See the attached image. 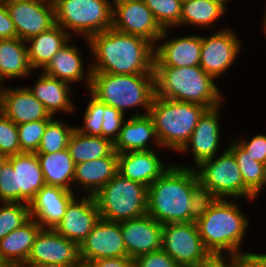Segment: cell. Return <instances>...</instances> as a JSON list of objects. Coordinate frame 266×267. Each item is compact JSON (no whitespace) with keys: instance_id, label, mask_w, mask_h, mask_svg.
Returning a JSON list of instances; mask_svg holds the SVG:
<instances>
[{"instance_id":"4fadbf2b","label":"cell","mask_w":266,"mask_h":267,"mask_svg":"<svg viewBox=\"0 0 266 267\" xmlns=\"http://www.w3.org/2000/svg\"><path fill=\"white\" fill-rule=\"evenodd\" d=\"M46 263L80 265L79 246L54 229H41L23 267H34Z\"/></svg>"},{"instance_id":"83f0119b","label":"cell","mask_w":266,"mask_h":267,"mask_svg":"<svg viewBox=\"0 0 266 267\" xmlns=\"http://www.w3.org/2000/svg\"><path fill=\"white\" fill-rule=\"evenodd\" d=\"M16 171L18 203L29 204L46 184L36 153L23 152L8 156Z\"/></svg>"},{"instance_id":"7bdbcfd3","label":"cell","mask_w":266,"mask_h":267,"mask_svg":"<svg viewBox=\"0 0 266 267\" xmlns=\"http://www.w3.org/2000/svg\"><path fill=\"white\" fill-rule=\"evenodd\" d=\"M235 138L234 141L244 149L249 156L256 161L265 164L266 163V135L257 134L254 135L250 140L242 138Z\"/></svg>"},{"instance_id":"484cf974","label":"cell","mask_w":266,"mask_h":267,"mask_svg":"<svg viewBox=\"0 0 266 267\" xmlns=\"http://www.w3.org/2000/svg\"><path fill=\"white\" fill-rule=\"evenodd\" d=\"M33 86H26L33 96L41 102L51 116L74 113L76 105L71 100L72 87L69 83L40 72ZM72 101V102H71Z\"/></svg>"},{"instance_id":"8992f818","label":"cell","mask_w":266,"mask_h":267,"mask_svg":"<svg viewBox=\"0 0 266 267\" xmlns=\"http://www.w3.org/2000/svg\"><path fill=\"white\" fill-rule=\"evenodd\" d=\"M208 108L154 96L149 116L163 148L179 152L188 142L197 122Z\"/></svg>"},{"instance_id":"7c38bea8","label":"cell","mask_w":266,"mask_h":267,"mask_svg":"<svg viewBox=\"0 0 266 267\" xmlns=\"http://www.w3.org/2000/svg\"><path fill=\"white\" fill-rule=\"evenodd\" d=\"M112 28L146 38L154 45L163 32L143 0H113Z\"/></svg>"},{"instance_id":"8d00e7d4","label":"cell","mask_w":266,"mask_h":267,"mask_svg":"<svg viewBox=\"0 0 266 267\" xmlns=\"http://www.w3.org/2000/svg\"><path fill=\"white\" fill-rule=\"evenodd\" d=\"M29 204L1 203L0 204V240L16 228L21 227L29 219Z\"/></svg>"},{"instance_id":"3957f363","label":"cell","mask_w":266,"mask_h":267,"mask_svg":"<svg viewBox=\"0 0 266 267\" xmlns=\"http://www.w3.org/2000/svg\"><path fill=\"white\" fill-rule=\"evenodd\" d=\"M238 205L236 199H203L195 222L210 254L244 253L241 245L250 224Z\"/></svg>"},{"instance_id":"277c9868","label":"cell","mask_w":266,"mask_h":267,"mask_svg":"<svg viewBox=\"0 0 266 267\" xmlns=\"http://www.w3.org/2000/svg\"><path fill=\"white\" fill-rule=\"evenodd\" d=\"M155 96L214 108L224 100L214 77L200 66L154 67Z\"/></svg>"},{"instance_id":"f1b7e54d","label":"cell","mask_w":266,"mask_h":267,"mask_svg":"<svg viewBox=\"0 0 266 267\" xmlns=\"http://www.w3.org/2000/svg\"><path fill=\"white\" fill-rule=\"evenodd\" d=\"M72 37L59 25L55 24L49 30L41 32L26 40L28 60L33 70H42L52 57Z\"/></svg>"},{"instance_id":"11a10c76","label":"cell","mask_w":266,"mask_h":267,"mask_svg":"<svg viewBox=\"0 0 266 267\" xmlns=\"http://www.w3.org/2000/svg\"><path fill=\"white\" fill-rule=\"evenodd\" d=\"M217 1H219V2H221L225 7H227L228 8V6H227V2L229 1V2H231V0H217Z\"/></svg>"},{"instance_id":"ee69618b","label":"cell","mask_w":266,"mask_h":267,"mask_svg":"<svg viewBox=\"0 0 266 267\" xmlns=\"http://www.w3.org/2000/svg\"><path fill=\"white\" fill-rule=\"evenodd\" d=\"M135 267H180L163 249L140 255Z\"/></svg>"},{"instance_id":"cb8c5ba5","label":"cell","mask_w":266,"mask_h":267,"mask_svg":"<svg viewBox=\"0 0 266 267\" xmlns=\"http://www.w3.org/2000/svg\"><path fill=\"white\" fill-rule=\"evenodd\" d=\"M118 173V153L113 150L108 156L75 164L73 185L75 191L95 195ZM81 186V188H80Z\"/></svg>"},{"instance_id":"9f6ffc18","label":"cell","mask_w":266,"mask_h":267,"mask_svg":"<svg viewBox=\"0 0 266 267\" xmlns=\"http://www.w3.org/2000/svg\"><path fill=\"white\" fill-rule=\"evenodd\" d=\"M0 267H7V266L2 262L1 259H0Z\"/></svg>"},{"instance_id":"4dcf8cb0","label":"cell","mask_w":266,"mask_h":267,"mask_svg":"<svg viewBox=\"0 0 266 267\" xmlns=\"http://www.w3.org/2000/svg\"><path fill=\"white\" fill-rule=\"evenodd\" d=\"M36 155L47 185L75 192L71 186L73 185L75 163L68 148L51 154L36 153Z\"/></svg>"},{"instance_id":"e575fe53","label":"cell","mask_w":266,"mask_h":267,"mask_svg":"<svg viewBox=\"0 0 266 267\" xmlns=\"http://www.w3.org/2000/svg\"><path fill=\"white\" fill-rule=\"evenodd\" d=\"M75 127L55 117L47 124L36 153H54L68 148V142Z\"/></svg>"},{"instance_id":"6da1fadb","label":"cell","mask_w":266,"mask_h":267,"mask_svg":"<svg viewBox=\"0 0 266 267\" xmlns=\"http://www.w3.org/2000/svg\"><path fill=\"white\" fill-rule=\"evenodd\" d=\"M204 199L196 170L172 164L149 187L147 214L162 225L193 222Z\"/></svg>"},{"instance_id":"f546056e","label":"cell","mask_w":266,"mask_h":267,"mask_svg":"<svg viewBox=\"0 0 266 267\" xmlns=\"http://www.w3.org/2000/svg\"><path fill=\"white\" fill-rule=\"evenodd\" d=\"M34 70L28 60L26 42L18 37L0 39V79L26 78Z\"/></svg>"},{"instance_id":"9a60e30c","label":"cell","mask_w":266,"mask_h":267,"mask_svg":"<svg viewBox=\"0 0 266 267\" xmlns=\"http://www.w3.org/2000/svg\"><path fill=\"white\" fill-rule=\"evenodd\" d=\"M168 30L171 29L163 30L162 35L154 45V67L200 66L201 35L191 34L169 38ZM160 40H164V42Z\"/></svg>"},{"instance_id":"5b68a950","label":"cell","mask_w":266,"mask_h":267,"mask_svg":"<svg viewBox=\"0 0 266 267\" xmlns=\"http://www.w3.org/2000/svg\"><path fill=\"white\" fill-rule=\"evenodd\" d=\"M89 93L99 101L126 114L133 110L132 116L148 115L155 96L154 74H108L92 73ZM134 107V108H133ZM143 110V113H140Z\"/></svg>"},{"instance_id":"30bf717a","label":"cell","mask_w":266,"mask_h":267,"mask_svg":"<svg viewBox=\"0 0 266 267\" xmlns=\"http://www.w3.org/2000/svg\"><path fill=\"white\" fill-rule=\"evenodd\" d=\"M162 249L180 267H196L211 255L204 247L195 221L164 224Z\"/></svg>"},{"instance_id":"ac0fdd59","label":"cell","mask_w":266,"mask_h":267,"mask_svg":"<svg viewBox=\"0 0 266 267\" xmlns=\"http://www.w3.org/2000/svg\"><path fill=\"white\" fill-rule=\"evenodd\" d=\"M222 106L219 105L214 108L207 109L200 117L197 125L192 132L188 142L179 151L193 155L194 169L199 166L203 161L215 157L218 153L220 146V123L219 113Z\"/></svg>"},{"instance_id":"7a4b0ae2","label":"cell","mask_w":266,"mask_h":267,"mask_svg":"<svg viewBox=\"0 0 266 267\" xmlns=\"http://www.w3.org/2000/svg\"><path fill=\"white\" fill-rule=\"evenodd\" d=\"M91 49L92 73L154 74V44L113 28L83 39Z\"/></svg>"},{"instance_id":"bcb514c9","label":"cell","mask_w":266,"mask_h":267,"mask_svg":"<svg viewBox=\"0 0 266 267\" xmlns=\"http://www.w3.org/2000/svg\"><path fill=\"white\" fill-rule=\"evenodd\" d=\"M85 265L87 267H135V262L129 256H122L92 260L86 262Z\"/></svg>"},{"instance_id":"ba28073f","label":"cell","mask_w":266,"mask_h":267,"mask_svg":"<svg viewBox=\"0 0 266 267\" xmlns=\"http://www.w3.org/2000/svg\"><path fill=\"white\" fill-rule=\"evenodd\" d=\"M148 187L117 173L94 196L101 219L122 222L147 214Z\"/></svg>"},{"instance_id":"9c48e42d","label":"cell","mask_w":266,"mask_h":267,"mask_svg":"<svg viewBox=\"0 0 266 267\" xmlns=\"http://www.w3.org/2000/svg\"><path fill=\"white\" fill-rule=\"evenodd\" d=\"M216 156L195 168L204 198L253 201V193L244 185L234 154L226 148Z\"/></svg>"},{"instance_id":"ab89813d","label":"cell","mask_w":266,"mask_h":267,"mask_svg":"<svg viewBox=\"0 0 266 267\" xmlns=\"http://www.w3.org/2000/svg\"><path fill=\"white\" fill-rule=\"evenodd\" d=\"M0 153L7 156L23 153L20 149L17 125L0 111Z\"/></svg>"},{"instance_id":"52a82bcc","label":"cell","mask_w":266,"mask_h":267,"mask_svg":"<svg viewBox=\"0 0 266 267\" xmlns=\"http://www.w3.org/2000/svg\"><path fill=\"white\" fill-rule=\"evenodd\" d=\"M52 1L55 24L61 26L71 37L77 34L82 39H89L92 35L112 28L113 0Z\"/></svg>"},{"instance_id":"7402d4cb","label":"cell","mask_w":266,"mask_h":267,"mask_svg":"<svg viewBox=\"0 0 266 267\" xmlns=\"http://www.w3.org/2000/svg\"><path fill=\"white\" fill-rule=\"evenodd\" d=\"M158 151H129L118 154V173L132 181L149 187L172 165H163Z\"/></svg>"},{"instance_id":"603a6c76","label":"cell","mask_w":266,"mask_h":267,"mask_svg":"<svg viewBox=\"0 0 266 267\" xmlns=\"http://www.w3.org/2000/svg\"><path fill=\"white\" fill-rule=\"evenodd\" d=\"M71 41L70 39L52 57L50 62L42 69V72L70 85L85 80V87L89 90L92 78L91 66L85 69L81 51Z\"/></svg>"},{"instance_id":"d6986e66","label":"cell","mask_w":266,"mask_h":267,"mask_svg":"<svg viewBox=\"0 0 266 267\" xmlns=\"http://www.w3.org/2000/svg\"><path fill=\"white\" fill-rule=\"evenodd\" d=\"M127 256L136 257L162 249V224L150 215L120 222Z\"/></svg>"},{"instance_id":"8fae6325","label":"cell","mask_w":266,"mask_h":267,"mask_svg":"<svg viewBox=\"0 0 266 267\" xmlns=\"http://www.w3.org/2000/svg\"><path fill=\"white\" fill-rule=\"evenodd\" d=\"M239 39L231 28L225 27L210 36L201 35L200 67L217 80L238 58L243 45Z\"/></svg>"},{"instance_id":"74e56055","label":"cell","mask_w":266,"mask_h":267,"mask_svg":"<svg viewBox=\"0 0 266 267\" xmlns=\"http://www.w3.org/2000/svg\"><path fill=\"white\" fill-rule=\"evenodd\" d=\"M83 117V126H76L78 132L91 136L102 137V123L105 113V103L99 101L91 93Z\"/></svg>"},{"instance_id":"680465c9","label":"cell","mask_w":266,"mask_h":267,"mask_svg":"<svg viewBox=\"0 0 266 267\" xmlns=\"http://www.w3.org/2000/svg\"><path fill=\"white\" fill-rule=\"evenodd\" d=\"M77 267H87L85 264H80L79 266Z\"/></svg>"},{"instance_id":"d590c367","label":"cell","mask_w":266,"mask_h":267,"mask_svg":"<svg viewBox=\"0 0 266 267\" xmlns=\"http://www.w3.org/2000/svg\"><path fill=\"white\" fill-rule=\"evenodd\" d=\"M160 27L164 29H172L173 27H181V8L182 3L179 0H143Z\"/></svg>"},{"instance_id":"94428289","label":"cell","mask_w":266,"mask_h":267,"mask_svg":"<svg viewBox=\"0 0 266 267\" xmlns=\"http://www.w3.org/2000/svg\"><path fill=\"white\" fill-rule=\"evenodd\" d=\"M2 83H6V82H3V81L0 79V85H3Z\"/></svg>"},{"instance_id":"d4e9b609","label":"cell","mask_w":266,"mask_h":267,"mask_svg":"<svg viewBox=\"0 0 266 267\" xmlns=\"http://www.w3.org/2000/svg\"><path fill=\"white\" fill-rule=\"evenodd\" d=\"M152 142L162 148L152 118L149 115L131 116L124 121L118 137L113 142V148L118 154L150 151L154 150L153 144H149Z\"/></svg>"},{"instance_id":"c3c4849f","label":"cell","mask_w":266,"mask_h":267,"mask_svg":"<svg viewBox=\"0 0 266 267\" xmlns=\"http://www.w3.org/2000/svg\"><path fill=\"white\" fill-rule=\"evenodd\" d=\"M196 267H236V256L211 254Z\"/></svg>"},{"instance_id":"2e32d148","label":"cell","mask_w":266,"mask_h":267,"mask_svg":"<svg viewBox=\"0 0 266 267\" xmlns=\"http://www.w3.org/2000/svg\"><path fill=\"white\" fill-rule=\"evenodd\" d=\"M127 256L120 222L99 219L79 246L81 264L101 258Z\"/></svg>"},{"instance_id":"60d3db41","label":"cell","mask_w":266,"mask_h":267,"mask_svg":"<svg viewBox=\"0 0 266 267\" xmlns=\"http://www.w3.org/2000/svg\"><path fill=\"white\" fill-rule=\"evenodd\" d=\"M0 203H18L16 171L8 159L0 169Z\"/></svg>"},{"instance_id":"ffe728a7","label":"cell","mask_w":266,"mask_h":267,"mask_svg":"<svg viewBox=\"0 0 266 267\" xmlns=\"http://www.w3.org/2000/svg\"><path fill=\"white\" fill-rule=\"evenodd\" d=\"M0 111L16 125L54 118L26 86L15 88L3 86Z\"/></svg>"},{"instance_id":"91938a15","label":"cell","mask_w":266,"mask_h":267,"mask_svg":"<svg viewBox=\"0 0 266 267\" xmlns=\"http://www.w3.org/2000/svg\"><path fill=\"white\" fill-rule=\"evenodd\" d=\"M181 3L187 2L188 0H179Z\"/></svg>"},{"instance_id":"db71d44e","label":"cell","mask_w":266,"mask_h":267,"mask_svg":"<svg viewBox=\"0 0 266 267\" xmlns=\"http://www.w3.org/2000/svg\"><path fill=\"white\" fill-rule=\"evenodd\" d=\"M4 3H13V2H19V1H27V0H1Z\"/></svg>"},{"instance_id":"e0dca14e","label":"cell","mask_w":266,"mask_h":267,"mask_svg":"<svg viewBox=\"0 0 266 267\" xmlns=\"http://www.w3.org/2000/svg\"><path fill=\"white\" fill-rule=\"evenodd\" d=\"M80 198L75 196L69 202L62 220L54 228L57 233L78 246L101 218L93 195H83Z\"/></svg>"},{"instance_id":"b9f144b4","label":"cell","mask_w":266,"mask_h":267,"mask_svg":"<svg viewBox=\"0 0 266 267\" xmlns=\"http://www.w3.org/2000/svg\"><path fill=\"white\" fill-rule=\"evenodd\" d=\"M125 115L116 108L105 104V113L102 123V137L110 139L112 142L118 137L119 131L122 128Z\"/></svg>"},{"instance_id":"7dc6e473","label":"cell","mask_w":266,"mask_h":267,"mask_svg":"<svg viewBox=\"0 0 266 267\" xmlns=\"http://www.w3.org/2000/svg\"><path fill=\"white\" fill-rule=\"evenodd\" d=\"M236 267H266V254L245 251L236 256Z\"/></svg>"},{"instance_id":"4316f807","label":"cell","mask_w":266,"mask_h":267,"mask_svg":"<svg viewBox=\"0 0 266 267\" xmlns=\"http://www.w3.org/2000/svg\"><path fill=\"white\" fill-rule=\"evenodd\" d=\"M42 229L30 218L21 227L10 232L0 240V259L7 267H23L30 254L34 240Z\"/></svg>"},{"instance_id":"f907efd6","label":"cell","mask_w":266,"mask_h":267,"mask_svg":"<svg viewBox=\"0 0 266 267\" xmlns=\"http://www.w3.org/2000/svg\"><path fill=\"white\" fill-rule=\"evenodd\" d=\"M79 265H63L58 263H46V264H40L36 265L34 267H77Z\"/></svg>"},{"instance_id":"f6af8a7d","label":"cell","mask_w":266,"mask_h":267,"mask_svg":"<svg viewBox=\"0 0 266 267\" xmlns=\"http://www.w3.org/2000/svg\"><path fill=\"white\" fill-rule=\"evenodd\" d=\"M17 31L14 22L3 1H0V39L16 38Z\"/></svg>"},{"instance_id":"681fc988","label":"cell","mask_w":266,"mask_h":267,"mask_svg":"<svg viewBox=\"0 0 266 267\" xmlns=\"http://www.w3.org/2000/svg\"><path fill=\"white\" fill-rule=\"evenodd\" d=\"M266 187V163L263 167V180L261 186L253 193V200H256L257 197L261 194V191Z\"/></svg>"},{"instance_id":"f35d334b","label":"cell","mask_w":266,"mask_h":267,"mask_svg":"<svg viewBox=\"0 0 266 267\" xmlns=\"http://www.w3.org/2000/svg\"><path fill=\"white\" fill-rule=\"evenodd\" d=\"M51 120H38L17 125L18 139L22 152L36 153L47 124Z\"/></svg>"},{"instance_id":"44dd1931","label":"cell","mask_w":266,"mask_h":267,"mask_svg":"<svg viewBox=\"0 0 266 267\" xmlns=\"http://www.w3.org/2000/svg\"><path fill=\"white\" fill-rule=\"evenodd\" d=\"M75 196L73 191L45 184L29 203L30 216L42 229H54Z\"/></svg>"},{"instance_id":"d6a6232c","label":"cell","mask_w":266,"mask_h":267,"mask_svg":"<svg viewBox=\"0 0 266 267\" xmlns=\"http://www.w3.org/2000/svg\"><path fill=\"white\" fill-rule=\"evenodd\" d=\"M68 150L75 164L108 156L113 150V142L100 136H91L76 129L70 136Z\"/></svg>"},{"instance_id":"816d5d0a","label":"cell","mask_w":266,"mask_h":267,"mask_svg":"<svg viewBox=\"0 0 266 267\" xmlns=\"http://www.w3.org/2000/svg\"><path fill=\"white\" fill-rule=\"evenodd\" d=\"M8 159V156L4 153H0V169L2 168L3 164Z\"/></svg>"},{"instance_id":"836d02e7","label":"cell","mask_w":266,"mask_h":267,"mask_svg":"<svg viewBox=\"0 0 266 267\" xmlns=\"http://www.w3.org/2000/svg\"><path fill=\"white\" fill-rule=\"evenodd\" d=\"M228 149L235 156L244 185L254 193L261 186L264 164L249 156L248 153L234 141V139H231Z\"/></svg>"},{"instance_id":"5bb4252c","label":"cell","mask_w":266,"mask_h":267,"mask_svg":"<svg viewBox=\"0 0 266 267\" xmlns=\"http://www.w3.org/2000/svg\"><path fill=\"white\" fill-rule=\"evenodd\" d=\"M5 4L14 22L17 37L24 41L55 25L52 0H27Z\"/></svg>"},{"instance_id":"6f0895ef","label":"cell","mask_w":266,"mask_h":267,"mask_svg":"<svg viewBox=\"0 0 266 267\" xmlns=\"http://www.w3.org/2000/svg\"><path fill=\"white\" fill-rule=\"evenodd\" d=\"M4 85H0V103H1V88L3 87Z\"/></svg>"},{"instance_id":"1f68e13d","label":"cell","mask_w":266,"mask_h":267,"mask_svg":"<svg viewBox=\"0 0 266 267\" xmlns=\"http://www.w3.org/2000/svg\"><path fill=\"white\" fill-rule=\"evenodd\" d=\"M227 7L217 0H188L182 3L180 25L213 29L215 21L226 15ZM214 23V24H213Z\"/></svg>"},{"instance_id":"f5cc1de1","label":"cell","mask_w":266,"mask_h":267,"mask_svg":"<svg viewBox=\"0 0 266 267\" xmlns=\"http://www.w3.org/2000/svg\"><path fill=\"white\" fill-rule=\"evenodd\" d=\"M262 30H263L264 34H266V10H265L264 15H263Z\"/></svg>"}]
</instances>
